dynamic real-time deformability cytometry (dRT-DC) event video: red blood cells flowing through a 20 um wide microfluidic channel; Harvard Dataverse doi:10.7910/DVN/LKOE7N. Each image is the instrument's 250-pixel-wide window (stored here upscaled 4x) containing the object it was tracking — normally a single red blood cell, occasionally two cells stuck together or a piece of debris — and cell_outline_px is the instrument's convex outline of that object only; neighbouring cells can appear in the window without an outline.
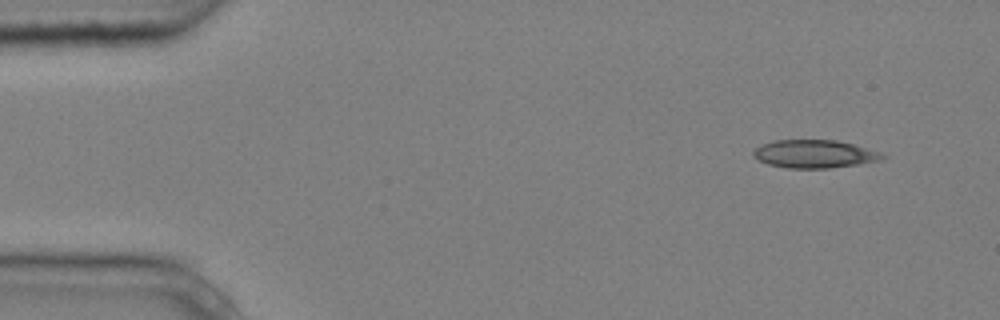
{"species": "common noctule bat (a hibernating species)", "species_latin": "Nyctalus noctula", "temperature_condition": "cold", "stored_images_in_passage": 4, "camera_frame_rate_fps": 3000, "um_per_image_px": 0.085, "animal": {"sex": "male", "body_mass_g": 20.4}, "frame": {"image": 1, "passage_image": 1, "time_ms": 0.0, "image_size_px": [1000, 320], "cell_outline_px": [[888, 156], [880, 160], [856, 164], [828, 168], [788, 168], [768, 164], [752, 156], [752, 152], [760, 144], [776, 140], [836, 140], [852, 144], [880, 152]], "centroid_in_image_um": [69.2, 13.08], "position_along_channel_um": 15.8, "area_um2": 20.92}}
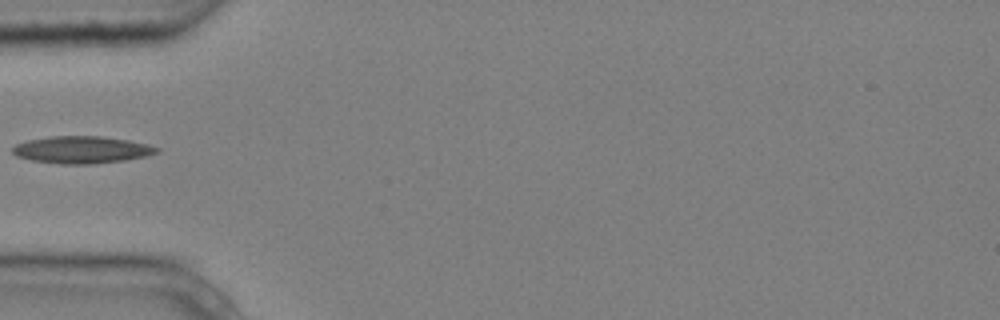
{"frame": {"image": 2, "passage_image": 4, "time_ms": 1.0, "image_size_px": [1000, 320], "cell_outline_px": [[160, 152], [148, 156], [124, 160], [96, 164], [60, 164], [32, 160], [16, 156], [12, 152], [12, 148], [16, 144], [28, 140], [48, 136], [100, 136], [128, 140], [148, 144], [160, 148]], "centroid_in_image_um": [6.97, 12.73], "position_along_channel_um": 78.0, "area_um2": 23.0}}